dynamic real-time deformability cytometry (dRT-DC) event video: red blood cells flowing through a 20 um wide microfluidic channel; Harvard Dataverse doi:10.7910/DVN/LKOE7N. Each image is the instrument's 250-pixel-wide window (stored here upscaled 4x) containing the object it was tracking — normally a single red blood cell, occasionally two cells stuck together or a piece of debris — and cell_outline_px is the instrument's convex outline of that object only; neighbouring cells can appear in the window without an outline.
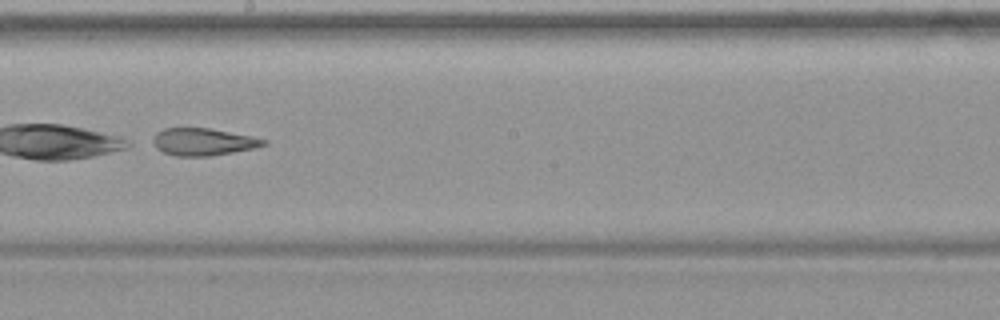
{"species": "common noctule bat (a hibernating species)", "species_latin": "Nyctalus noctula", "temperature_condition": "warm", "stored_images_in_passage": 32, "camera_frame_rate_fps": 3000, "um_per_image_px": 0.085, "animal": {"sex": "female", "body_mass_g": 19.9}, "frame": {"image": 1, "passage_image": 14, "time_ms": 4.333, "image_size_px": [1000, 320], "cell_outline_px": [[268, 144], [256, 148], [212, 156], [176, 156], [164, 152], [156, 148], [148, 140], [156, 132], [164, 128], [208, 128], [252, 136], [268, 140]], "centroid_in_image_um": [17.24, 12.06], "position_along_channel_um": 231.0, "area_um2": 17.92}}